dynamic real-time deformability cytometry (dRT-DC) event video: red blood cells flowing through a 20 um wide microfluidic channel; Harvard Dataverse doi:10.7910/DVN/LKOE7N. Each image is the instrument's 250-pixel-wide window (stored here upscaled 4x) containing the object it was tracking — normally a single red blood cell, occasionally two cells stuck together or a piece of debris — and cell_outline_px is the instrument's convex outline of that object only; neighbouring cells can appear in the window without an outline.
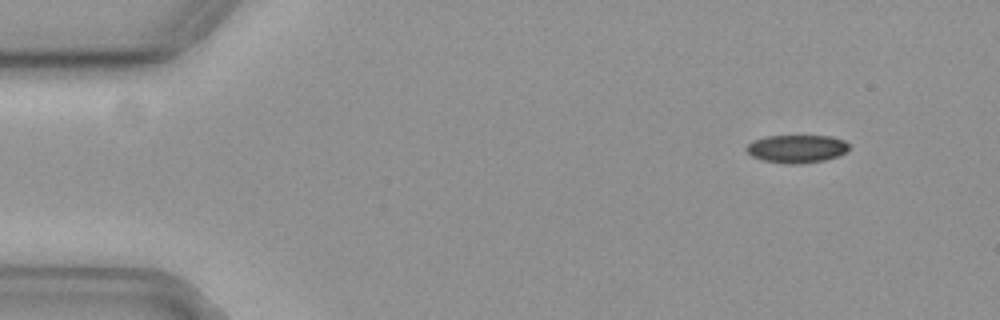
{"species": "common noctule bat (a hibernating species)", "species_latin": "Nyctalus noctula", "temperature_condition": "cold", "stored_images_in_passage": 22, "camera_frame_rate_fps": 3000, "um_per_image_px": 0.085, "animal": {"sex": "female", "body_mass_g": 19.3, "forearm_length_mm": 54.1}, "frame": {"image": 1, "passage_image": 1, "time_ms": 0.0, "image_size_px": [1000, 320], "cell_outline_px": [[848, 148], [844, 152], [836, 156], [824, 160], [800, 164], [784, 164], [764, 160], [752, 156], [744, 148], [748, 144], [756, 140], [768, 136], [828, 136], [844, 140], [848, 144]], "centroid_in_image_um": [67.7, 12.65], "position_along_channel_um": 17.3, "area_um2": 16.47}}
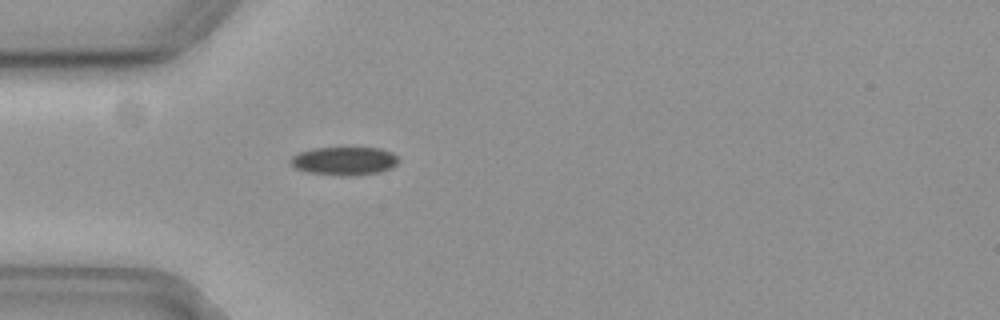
{"frame": {"image": 2, "passage_image": 12, "time_ms": 3.667, "image_size_px": [1000, 320], "cell_outline_px": [[400, 160], [392, 168], [380, 172], [348, 176], [340, 176], [308, 172], [296, 168], [292, 164], [292, 156], [300, 152], [312, 148], [380, 148], [392, 152]], "centroid_in_image_um": [29.3, 13.68], "position_along_channel_um": 55.7, "area_um2": 17.74}}
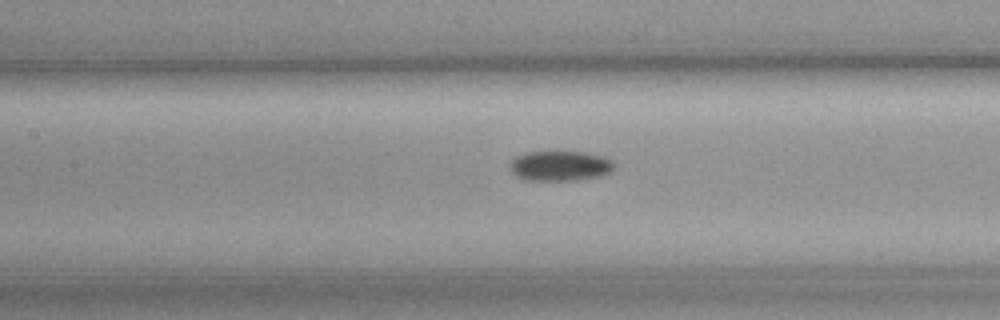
{"frame": {"image": 3, "passage_image": 21, "time_ms": 6.667, "image_size_px": [1000, 320], "cell_outline_px": [[616, 164], [612, 172], [600, 176], [576, 180], [524, 180], [516, 176], [512, 172], [508, 164], [516, 156], [524, 152], [556, 148], [584, 152], [604, 156], [612, 160]], "centroid_in_image_um": [47.6, 14.04], "position_along_channel_um": 159.8, "area_um2": 19.36}}